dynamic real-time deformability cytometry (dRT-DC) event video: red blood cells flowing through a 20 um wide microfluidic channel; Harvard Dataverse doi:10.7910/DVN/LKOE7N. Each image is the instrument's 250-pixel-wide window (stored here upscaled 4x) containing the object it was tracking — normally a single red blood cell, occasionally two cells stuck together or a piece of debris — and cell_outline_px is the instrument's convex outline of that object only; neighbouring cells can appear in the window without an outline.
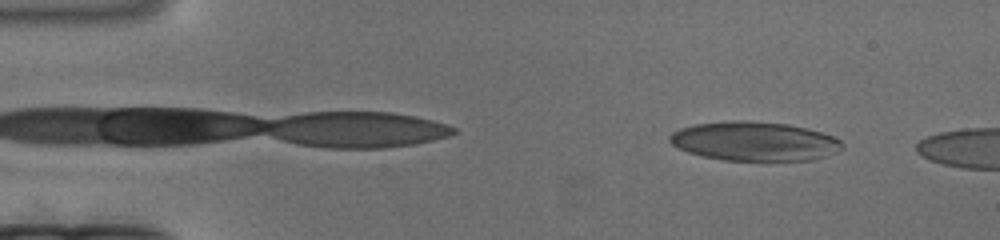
{"species": "human", "species_latin": "Homo sapiens", "temperature_condition": "cold", "stored_images_in_passage": 32, "camera_frame_rate_fps": 3000, "um_per_image_px": 0.085, "donor": {"sex": "female"}, "frame": {"image": 1, "passage_image": 19, "time_ms": 6.0, "image_size_px": [1000, 240], "cell_outline_px": [[844, 148], [812, 160], [724, 160], [704, 156], [688, 152], [672, 144], [668, 140], [668, 136], [672, 132], [680, 128], [696, 124], [736, 120], [744, 120], [788, 124], [820, 132], [832, 136], [840, 140], [844, 144]], "centroid_in_image_um": [64.1, 12.0], "position_along_channel_um": 20.9, "area_um2": 38.96}}